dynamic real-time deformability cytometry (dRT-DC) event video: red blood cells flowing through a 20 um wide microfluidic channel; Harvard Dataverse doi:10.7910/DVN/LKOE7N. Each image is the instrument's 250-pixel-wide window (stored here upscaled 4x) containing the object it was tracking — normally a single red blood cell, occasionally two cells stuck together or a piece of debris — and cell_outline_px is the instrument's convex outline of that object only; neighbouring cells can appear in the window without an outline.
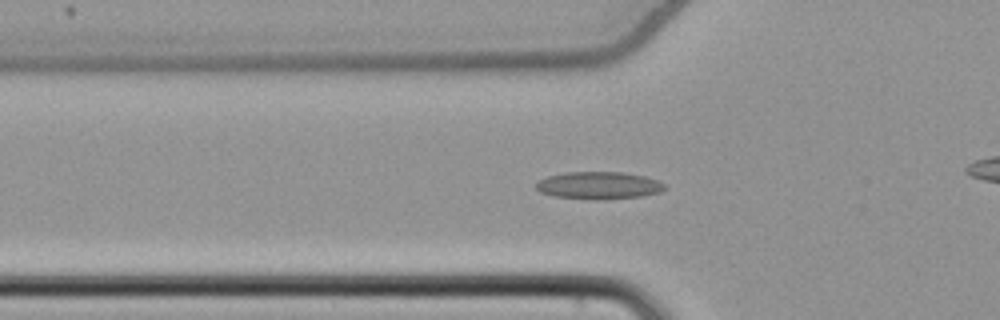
{"species": "common noctule bat (a hibernating species)", "species_latin": "Nyctalus noctula", "temperature_condition": "cold", "stored_images_in_passage": 45, "camera_frame_rate_fps": 3000, "um_per_image_px": 0.085, "animal": {"sex": "female", "body_mass_g": 22.7, "forearm_length_mm": 54.2}, "frame": {"image": 1, "passage_image": 19, "time_ms": 6.0, "image_size_px": [1000, 320], "cell_outline_px": [[664, 188], [660, 192], [640, 196], [600, 200], [556, 196], [540, 192], [536, 188], [536, 184], [540, 180], [548, 176], [568, 172], [624, 172], [644, 176], [656, 180], [664, 184]], "centroid_in_image_um": [50.89, 15.76], "position_along_channel_um": 74.9, "area_um2": 20.23}}
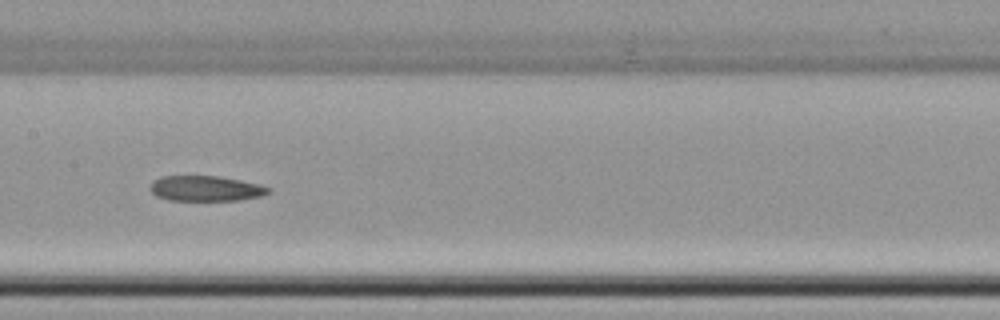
{"frame": {"image": 2, "passage_image": 28, "time_ms": 9.0, "image_size_px": [1000, 320], "cell_outline_px": [[272, 188], [268, 192], [260, 196], [236, 200], [168, 200], [156, 196], [148, 188], [152, 180], [160, 176], [220, 176], [260, 184]], "centroid_in_image_um": [17.43, 16.01], "position_along_channel_um": 190.0, "area_um2": 17.51}}
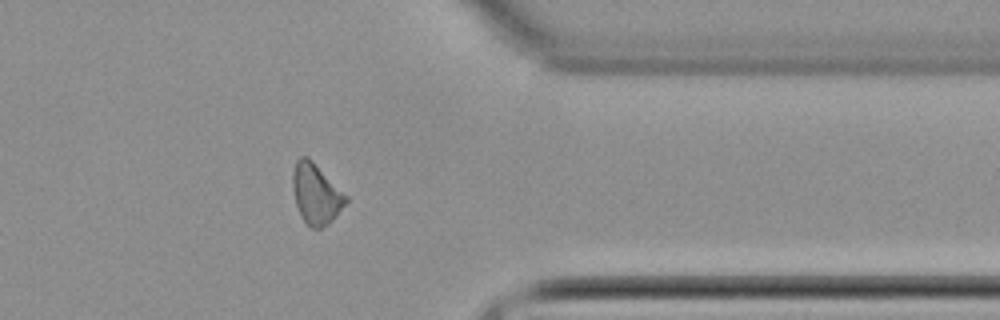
{"frame": {"image": 3, "passage_image": 44, "time_ms": 14.333, "image_size_px": [1000, 320], "cell_outline_px": [[348, 200], [336, 216], [328, 224], [320, 228], [312, 228], [300, 216], [296, 204], [292, 184], [292, 172], [296, 160], [300, 156], [308, 156], [348, 196]], "centroid_in_image_um": [26.85, 16.46], "position_along_channel_um": 384.5, "area_um2": 18.67}}